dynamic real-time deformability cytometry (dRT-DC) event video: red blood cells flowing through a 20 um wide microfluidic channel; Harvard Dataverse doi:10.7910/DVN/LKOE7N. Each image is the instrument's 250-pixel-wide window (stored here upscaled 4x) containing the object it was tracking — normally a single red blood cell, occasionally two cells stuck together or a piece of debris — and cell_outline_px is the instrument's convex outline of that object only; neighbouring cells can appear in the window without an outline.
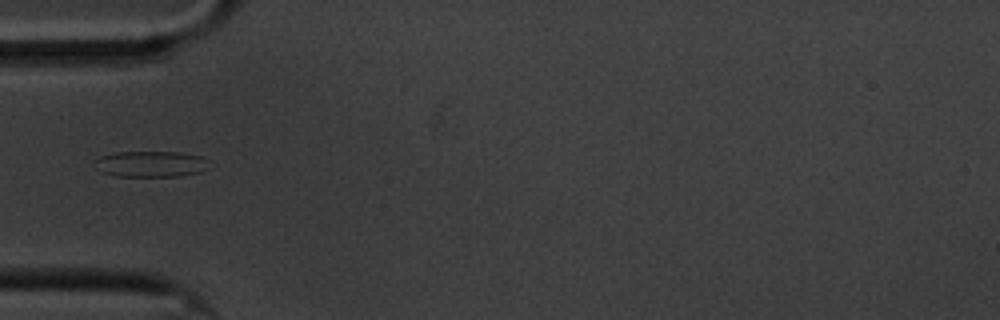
{"species": "common noctule bat (a hibernating species)", "species_latin": "Nyctalus noctula", "temperature_condition": "cold", "stored_images_in_passage": 42, "camera_frame_rate_fps": 3000, "um_per_image_px": 0.085, "animal": {"sex": "male", "body_mass_g": 20.1, "forearm_length_mm": 53.5}, "frame": {"image": 1, "passage_image": 1, "time_ms": 0.0, "image_size_px": [1000, 320], "cell_outline_px": [[216, 164], [212, 168], [200, 172], [180, 176], [112, 176], [100, 172], [92, 164], [92, 160], [100, 156], [116, 152], [180, 152], [200, 156]], "centroid_in_image_um": [12.85, 13.94], "position_along_channel_um": 72.2, "area_um2": 17.98}}
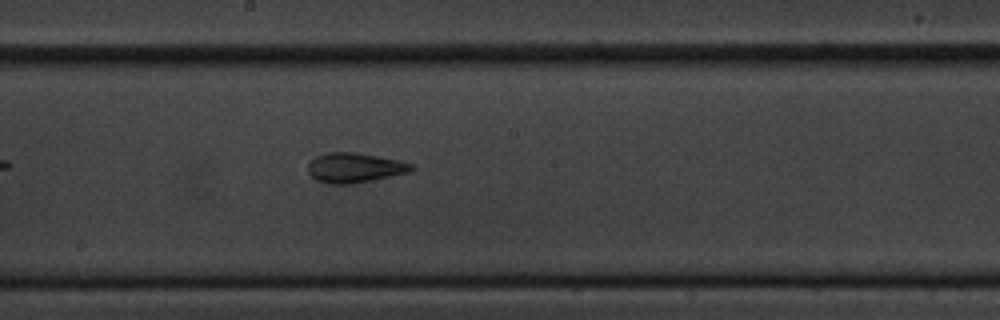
{"frame": {"image": 2, "passage_image": 14, "time_ms": 4.333, "image_size_px": [1000, 320], "cell_outline_px": [[412, 168], [408, 172], [352, 184], [328, 184], [316, 180], [308, 172], [308, 164], [316, 156], [328, 152], [356, 152], [396, 160], [412, 164]], "centroid_in_image_um": [30.07, 14.26], "position_along_channel_um": 218.1, "area_um2": 17.63}}
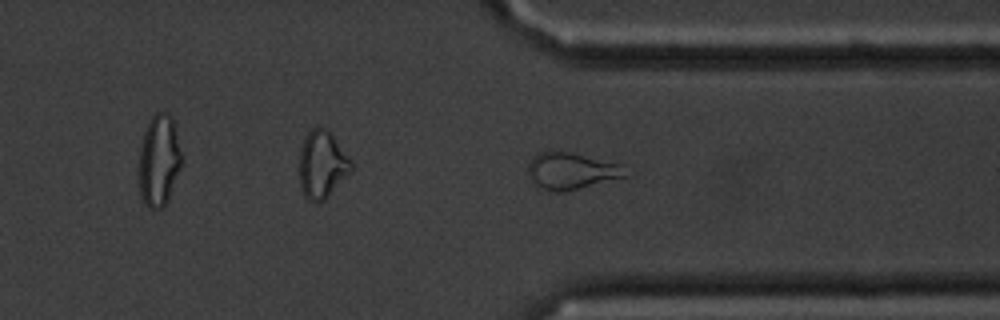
{"frame": {"image": 3, "passage_image": 27, "time_ms": 8.667, "image_size_px": [1000, 320], "cell_outline_px": [[632, 176], [564, 192], [548, 192], [536, 188], [532, 184], [528, 176], [528, 164], [532, 156], [536, 152], [548, 148], [552, 148], [572, 152], [624, 164]], "centroid_in_image_um": [48.56, 14.51], "position_along_channel_um": 362.8, "area_um2": 22.43}}